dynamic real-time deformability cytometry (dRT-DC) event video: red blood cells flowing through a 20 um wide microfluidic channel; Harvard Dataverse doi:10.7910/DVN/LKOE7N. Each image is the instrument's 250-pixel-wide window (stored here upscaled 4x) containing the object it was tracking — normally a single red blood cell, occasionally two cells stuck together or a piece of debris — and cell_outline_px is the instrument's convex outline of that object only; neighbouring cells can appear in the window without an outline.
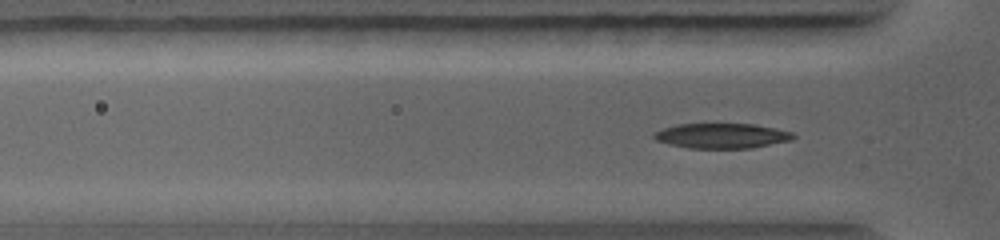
{"species": "common noctule bat (a hibernating species)", "species_latin": "Nyctalus noctula", "temperature_condition": "warm", "stored_images_in_passage": 46, "camera_frame_rate_fps": 5000, "um_per_image_px": 0.085, "animal": {"sex": "female", "body_mass_g": 19.0, "forearm_length_mm": 56.7}, "frame": {"image": 1, "passage_image": 7, "time_ms": 1.2, "image_size_px": [1000, 240], "cell_outline_px": [[796, 136], [792, 140], [752, 148], [688, 148], [668, 144], [656, 140], [652, 136], [656, 132], [664, 128], [676, 124], [752, 124], [792, 132]], "centroid_in_image_um": [61.34, 11.55], "position_along_channel_um": 64.5, "area_um2": 20.17}}
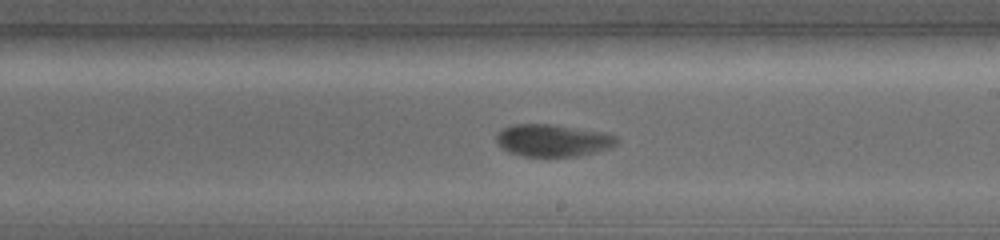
{"frame": {"image": 2, "passage_image": 26, "time_ms": 4.8, "image_size_px": [1000, 240], "cell_outline_px": [[620, 140], [612, 148], [580, 156], [524, 156], [508, 152], [496, 140], [496, 136], [504, 128], [512, 124], [552, 124], [600, 132], [616, 136]], "centroid_in_image_um": [47.03, 11.94], "position_along_channel_um": 242.0, "area_um2": 22.43}}
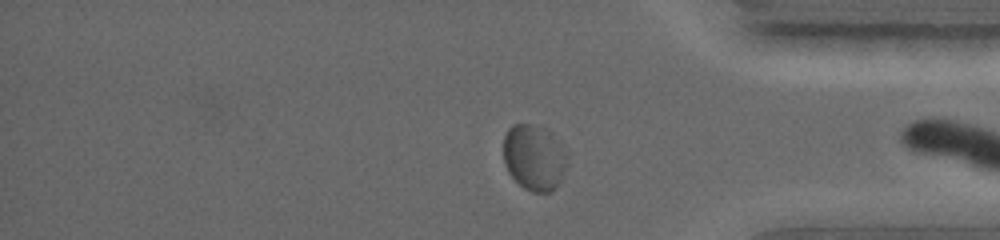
{"frame": {"image": 3, "passage_image": 41, "time_ms": 8.0, "image_size_px": [1000, 240], "cell_outline_px": [[568, 164], [560, 180], [552, 192], [532, 192], [524, 188], [508, 172], [504, 164], [504, 136], [508, 128], [512, 124], [532, 124], [548, 128], [552, 132], [568, 156]], "centroid_in_image_um": [45.41, 13.36], "position_along_channel_um": 389.8, "area_um2": 24.74}}